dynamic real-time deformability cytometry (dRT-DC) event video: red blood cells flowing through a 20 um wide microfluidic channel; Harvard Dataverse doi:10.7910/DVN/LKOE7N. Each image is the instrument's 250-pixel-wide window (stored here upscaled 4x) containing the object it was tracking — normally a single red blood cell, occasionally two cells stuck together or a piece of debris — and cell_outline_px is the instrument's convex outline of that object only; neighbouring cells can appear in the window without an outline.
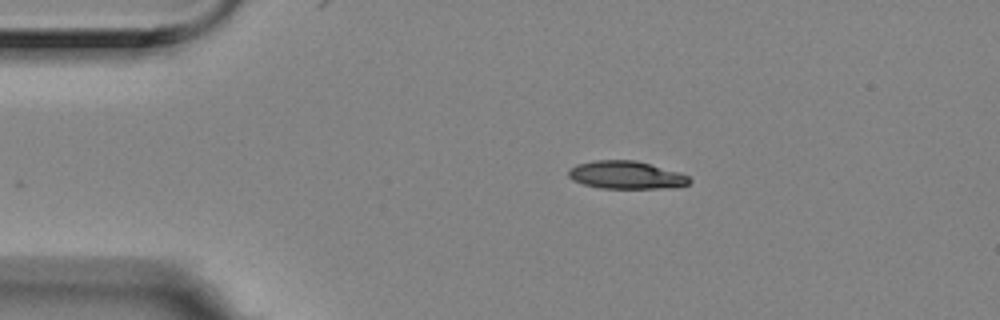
{"species": "Egyptian fruit bat (a non-hibernating species)", "species_latin": "Rousettus aegyptiacus", "temperature_condition": "room temperature", "stored_images_in_passage": 2, "camera_frame_rate_fps": 3000, "um_per_image_px": 0.085, "animal": {"sex": "female"}, "frame": {"image": 1, "passage_image": 2, "time_ms": 0.333, "image_size_px": [1000, 320], "cell_outline_px": [[692, 180], [688, 184], [672, 188], [600, 188], [584, 184], [572, 180], [568, 176], [568, 172], [576, 164], [596, 160], [636, 160], [680, 172], [688, 176]], "centroid_in_image_um": [53.25, 14.87], "position_along_channel_um": 31.8, "area_um2": 19.65}}